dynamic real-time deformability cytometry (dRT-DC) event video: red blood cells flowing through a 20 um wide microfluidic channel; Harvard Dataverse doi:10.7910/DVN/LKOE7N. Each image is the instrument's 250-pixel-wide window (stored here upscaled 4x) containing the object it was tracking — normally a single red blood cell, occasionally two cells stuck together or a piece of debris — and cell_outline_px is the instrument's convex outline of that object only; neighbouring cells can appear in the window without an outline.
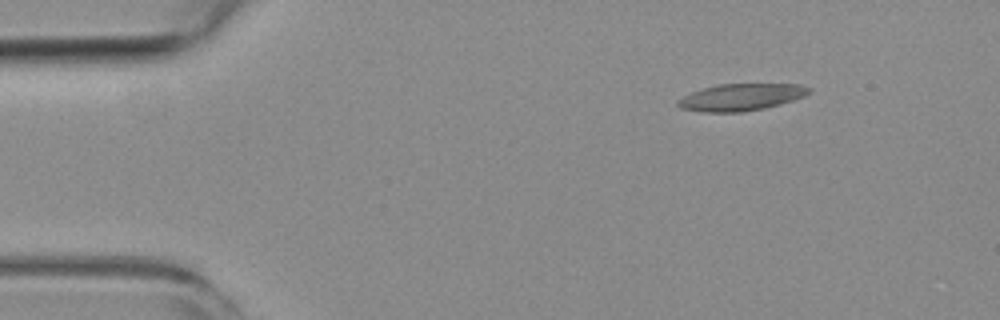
{"species": "common noctule bat (a hibernating species)", "species_latin": "Nyctalus noctula", "temperature_condition": "room temperature", "stored_images_in_passage": 43, "camera_frame_rate_fps": 3000, "um_per_image_px": 0.085, "animal": {"sex": "female", "body_mass_g": 19.3, "forearm_length_mm": 54.1}, "frame": {"image": 1, "passage_image": 1, "time_ms": 0.0, "image_size_px": [1000, 320], "cell_outline_px": [[812, 92], [804, 96], [780, 104], [764, 108], [740, 112], [704, 112], [680, 108], [676, 104], [676, 100], [692, 92], [704, 88], [720, 84], [800, 84], [812, 88]], "centroid_in_image_um": [63.0, 8.26], "position_along_channel_um": 22.0, "area_um2": 20.52}}
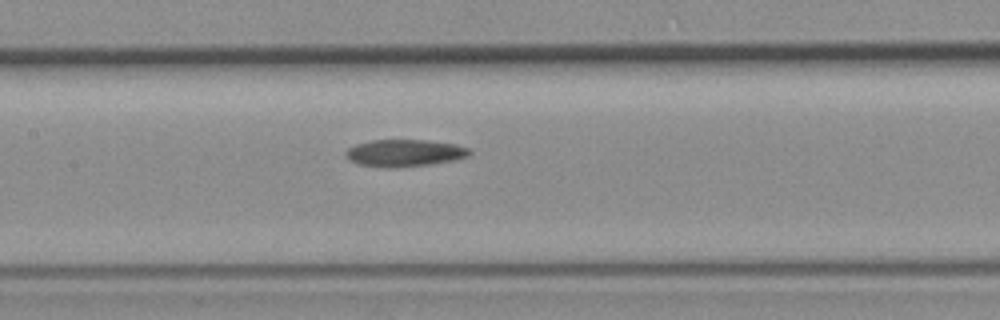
{"frame": {"image": 2, "passage_image": 19, "time_ms": 6.0, "image_size_px": [1000, 320], "cell_outline_px": [[472, 152], [468, 156], [452, 160], [432, 164], [396, 168], [384, 168], [360, 164], [352, 160], [348, 156], [348, 148], [356, 144], [372, 140], [424, 140], [456, 144], [468, 148]], "centroid_in_image_um": [34.43, 13.01], "position_along_channel_um": 173.0, "area_um2": 19.31}}
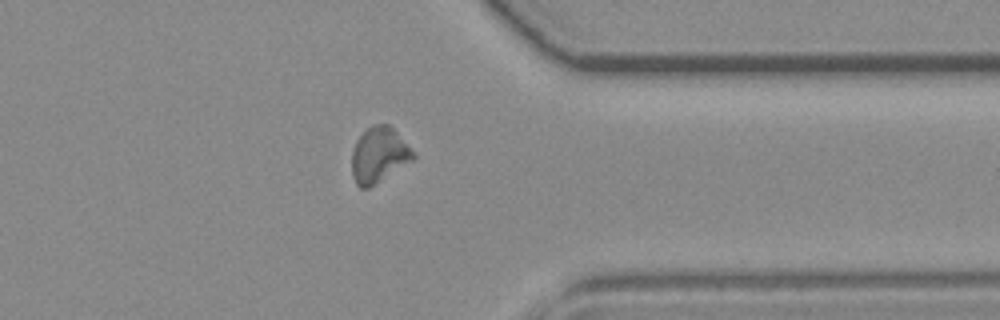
{"frame": {"image": 3, "passage_image": 36, "time_ms": 11.667, "image_size_px": [1000, 320], "cell_outline_px": [[416, 156], [412, 160], [368, 188], [360, 188], [356, 184], [352, 176], [352, 148], [356, 140], [372, 124], [388, 124], [396, 132]], "centroid_in_image_um": [32.16, 13.17], "position_along_channel_um": 379.2, "area_um2": 19.36}}